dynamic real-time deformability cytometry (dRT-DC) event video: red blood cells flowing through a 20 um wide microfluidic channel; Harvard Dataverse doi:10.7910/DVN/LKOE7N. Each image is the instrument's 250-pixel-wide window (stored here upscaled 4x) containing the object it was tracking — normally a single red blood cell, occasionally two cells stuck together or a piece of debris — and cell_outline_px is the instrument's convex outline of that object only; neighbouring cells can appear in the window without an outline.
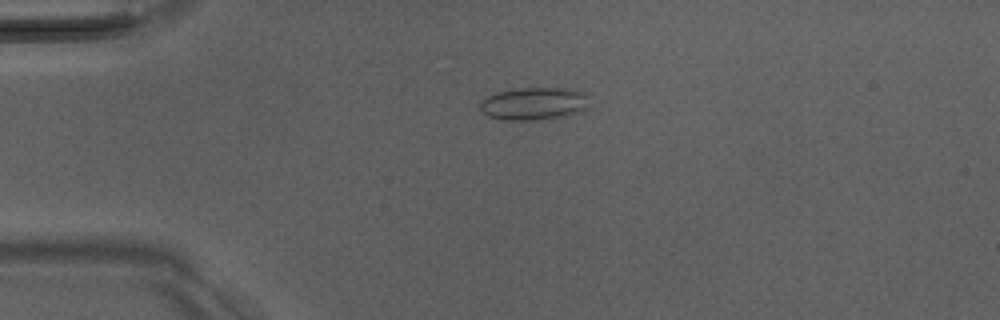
{"species": "Egyptian fruit bat (a non-hibernating species)", "species_latin": "Rousettus aegyptiacus", "temperature_condition": "room temperature", "stored_images_in_passage": 44, "camera_frame_rate_fps": 3000, "um_per_image_px": 0.085, "animal": {"sex": "male"}, "frame": {"image": 1, "passage_image": 6, "time_ms": 1.667, "image_size_px": [1000, 320], "cell_outline_px": [[588, 108], [584, 112], [568, 116], [536, 120], [500, 120], [488, 116], [480, 108], [480, 104], [488, 96], [496, 92], [520, 88], [556, 88], [584, 92]], "centroid_in_image_um": [45.39, 8.83], "position_along_channel_um": 39.6, "area_um2": 20.75}}
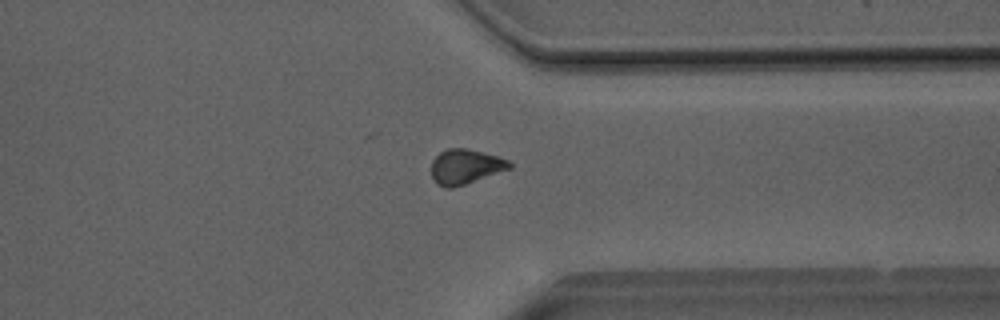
{"frame": {"image": 2, "passage_image": 33, "time_ms": 10.667, "image_size_px": [1000, 320], "cell_outline_px": [[512, 168], [452, 188], [444, 188], [436, 184], [432, 176], [432, 160], [440, 152], [448, 148], [464, 148], [496, 156], [508, 160], [512, 164]], "centroid_in_image_um": [39.54, 14.17], "position_along_channel_um": 371.9, "area_um2": 15.66}}
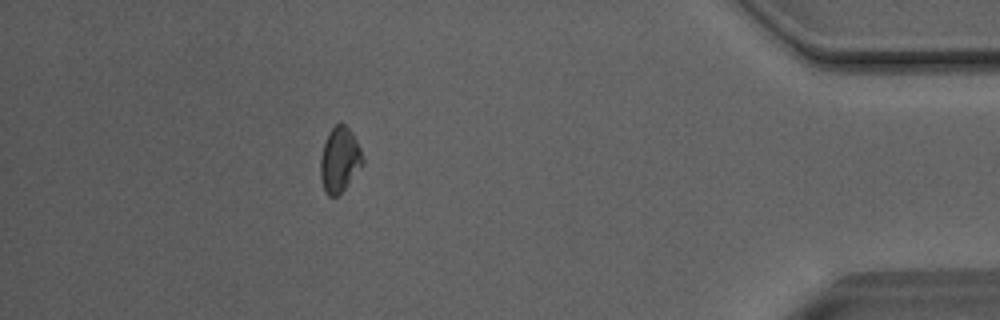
{"frame": {"image": 3, "passage_image": 39, "time_ms": 12.667, "image_size_px": [1000, 320], "cell_outline_px": [[364, 164], [344, 188], [336, 196], [328, 196], [324, 192], [320, 180], [320, 156], [328, 132], [336, 124], [344, 124], [352, 132], [360, 148], [364, 160]], "centroid_in_image_um": [28.85, 13.59], "position_along_channel_um": 406.4, "area_um2": 16.01}, "authors_computed_cell_mechanics": {"area_um2": 16.0684, "velocity_mm_per_s": 4.0654, "shape_relaxation_time_tau1_ms": null, "shape_relaxation_time_tau2_ms": 6.7194, "deformation_change_tau1": null, "deformation_change_tau2": 0.0991}}